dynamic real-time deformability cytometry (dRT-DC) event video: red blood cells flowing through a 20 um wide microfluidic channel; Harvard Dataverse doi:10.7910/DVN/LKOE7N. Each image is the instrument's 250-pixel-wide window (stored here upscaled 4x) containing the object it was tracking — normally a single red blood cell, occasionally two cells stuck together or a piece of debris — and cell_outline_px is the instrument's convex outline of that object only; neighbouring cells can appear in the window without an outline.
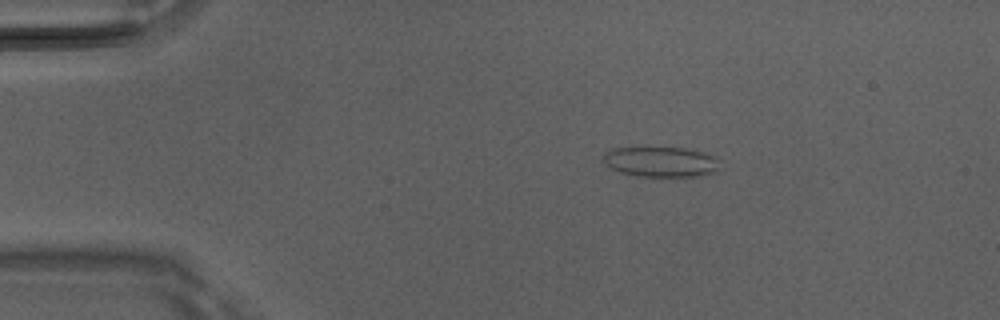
{"species": "Egyptian fruit bat (a non-hibernating species)", "species_latin": "Rousettus aegyptiacus", "temperature_condition": "room temperature", "stored_images_in_passage": 4, "camera_frame_rate_fps": 3000, "um_per_image_px": 0.085, "animal": {"sex": "male"}, "frame": {"image": 1, "passage_image": 1, "time_ms": 0.0, "image_size_px": [1000, 320], "cell_outline_px": [[720, 172], [700, 176], [640, 176], [620, 172], [604, 164], [604, 152], [612, 148], [632, 144], [644, 144], [688, 148], [720, 156]], "centroid_in_image_um": [56.21, 13.68], "position_along_channel_um": 28.8, "area_um2": 22.2}}